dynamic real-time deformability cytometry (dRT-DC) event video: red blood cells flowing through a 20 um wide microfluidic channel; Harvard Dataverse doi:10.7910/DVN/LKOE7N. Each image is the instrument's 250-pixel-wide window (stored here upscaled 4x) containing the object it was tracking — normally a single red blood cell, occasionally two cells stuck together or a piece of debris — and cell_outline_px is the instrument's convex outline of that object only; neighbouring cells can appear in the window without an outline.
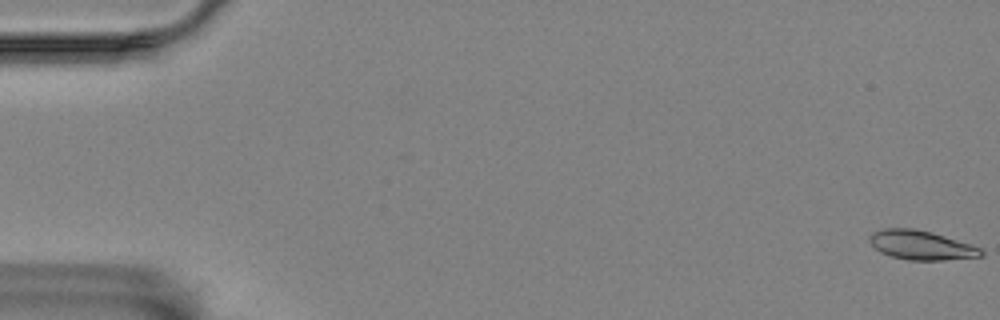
{"species": "Egyptian fruit bat (a non-hibernating species)", "species_latin": "Rousettus aegyptiacus", "temperature_condition": "room temperature", "stored_images_in_passage": 59, "camera_frame_rate_fps": 3000, "um_per_image_px": 0.085, "animal": {"sex": "female"}, "frame": {"image": 1, "passage_image": 1, "time_ms": 0.0, "image_size_px": [1000, 320], "cell_outline_px": [[984, 256], [944, 260], [908, 260], [892, 256], [880, 252], [868, 240], [872, 232], [884, 228], [916, 228], [932, 232], [972, 244], [980, 248], [984, 252]], "centroid_in_image_um": [78.32, 20.83], "position_along_channel_um": 6.7, "area_um2": 19.07}}
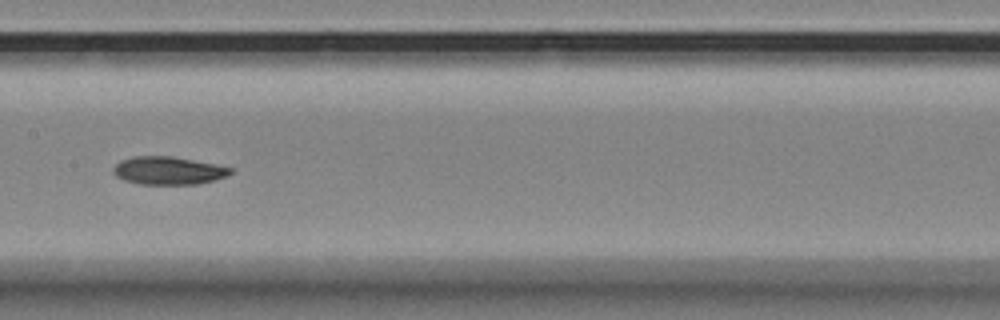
{"frame": {"image": 2, "passage_image": 30, "time_ms": 9.667, "image_size_px": [1000, 320], "cell_outline_px": [[232, 172], [228, 176], [200, 184], [140, 184], [124, 180], [116, 176], [112, 172], [112, 168], [120, 160], [132, 156], [172, 156], [216, 164], [232, 168]], "centroid_in_image_um": [14.3, 14.5], "position_along_channel_um": 193.1, "area_um2": 19.25}}
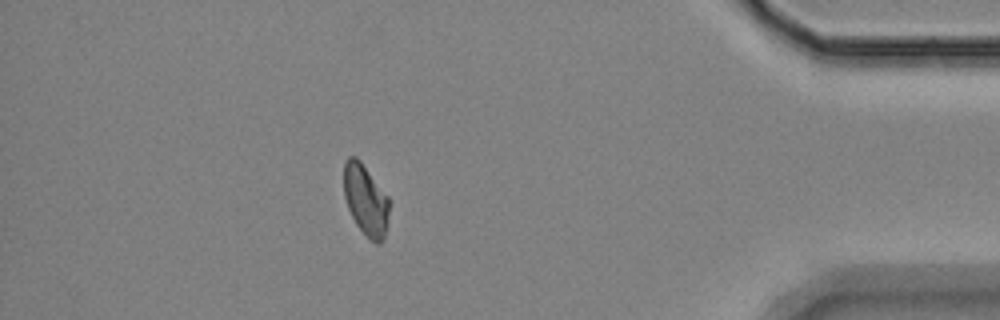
{"frame": {"image": 3, "passage_image": 52, "time_ms": 17.0, "image_size_px": [1000, 320], "cell_outline_px": [[388, 220], [384, 240], [380, 244], [376, 244], [356, 224], [348, 208], [344, 196], [344, 160], [348, 156], [356, 156], [360, 160], [388, 196]], "centroid_in_image_um": [31.07, 16.97], "position_along_channel_um": 404.1, "area_um2": 18.67}, "authors_computed_cell_mechanics": {"area_um2": 19.1318, "velocity_mm_per_s": 3.4473, "shape_relaxation_time_tau1_ms": 4.4564, "shape_relaxation_time_tau2_ms": 5.1831, "deformation_change_tau1": 0.1295, "deformation_change_tau2": 0.0983}}